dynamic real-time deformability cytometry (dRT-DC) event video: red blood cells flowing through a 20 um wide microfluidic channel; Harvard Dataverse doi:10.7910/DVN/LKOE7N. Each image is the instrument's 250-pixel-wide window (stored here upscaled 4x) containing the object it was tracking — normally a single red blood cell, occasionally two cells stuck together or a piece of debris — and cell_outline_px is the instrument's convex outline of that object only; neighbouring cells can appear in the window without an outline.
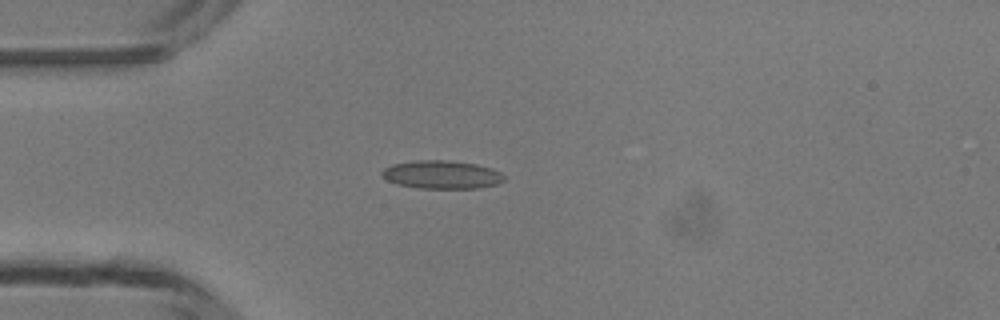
{"species": "common noctule bat (a hibernating species)", "species_latin": "Nyctalus noctula", "temperature_condition": "room temperature", "stored_images_in_passage": 36, "camera_frame_rate_fps": 3000, "um_per_image_px": 0.085, "animal": {"sex": "male", "body_mass_g": 13.3}, "frame": {"image": 1, "passage_image": 1, "time_ms": 0.0, "image_size_px": [1000, 320], "cell_outline_px": [[504, 180], [496, 184], [480, 188], [420, 188], [396, 184], [388, 180], [380, 172], [384, 168], [392, 164], [416, 160], [448, 160], [476, 164], [492, 168], [500, 172], [504, 176]], "centroid_in_image_um": [37.55, 14.84], "position_along_channel_um": 47.5, "area_um2": 20.06}}
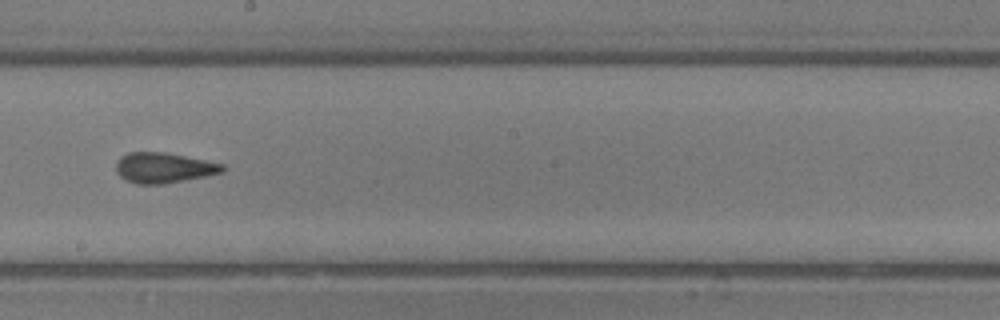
{"frame": {"image": 2, "passage_image": 15, "time_ms": 4.667, "image_size_px": [1000, 320], "cell_outline_px": [[228, 168], [224, 172], [164, 184], [136, 184], [124, 180], [116, 172], [116, 160], [120, 156], [128, 152], [164, 152], [224, 164]], "centroid_in_image_um": [13.89, 14.26], "position_along_channel_um": 234.3, "area_um2": 18.96}}
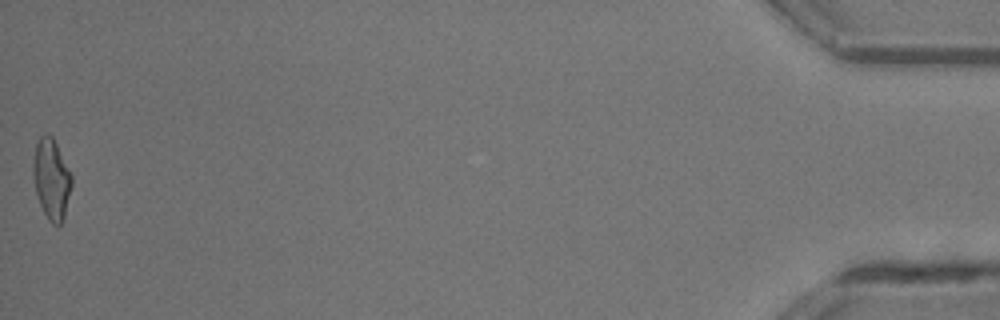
{"frame": {"image": 3, "passage_image": 36, "time_ms": 11.667, "image_size_px": [1000, 320], "cell_outline_px": [[72, 184], [64, 220], [60, 224], [52, 224], [48, 220], [40, 204], [36, 192], [32, 176], [32, 164], [36, 144], [40, 136], [44, 132], [48, 132], [52, 136], [72, 176]], "centroid_in_image_um": [4.36, 15.21], "position_along_channel_um": 430.8, "area_um2": 18.15}, "authors_computed_cell_mechanics": {"area_um2": 18.207, "velocity_mm_per_s": 4.2972, "shape_relaxation_time_tau1_ms": null, "shape_relaxation_time_tau2_ms": 2.0208, "deformation_change_tau1": null, "deformation_change_tau2": 0.095}}